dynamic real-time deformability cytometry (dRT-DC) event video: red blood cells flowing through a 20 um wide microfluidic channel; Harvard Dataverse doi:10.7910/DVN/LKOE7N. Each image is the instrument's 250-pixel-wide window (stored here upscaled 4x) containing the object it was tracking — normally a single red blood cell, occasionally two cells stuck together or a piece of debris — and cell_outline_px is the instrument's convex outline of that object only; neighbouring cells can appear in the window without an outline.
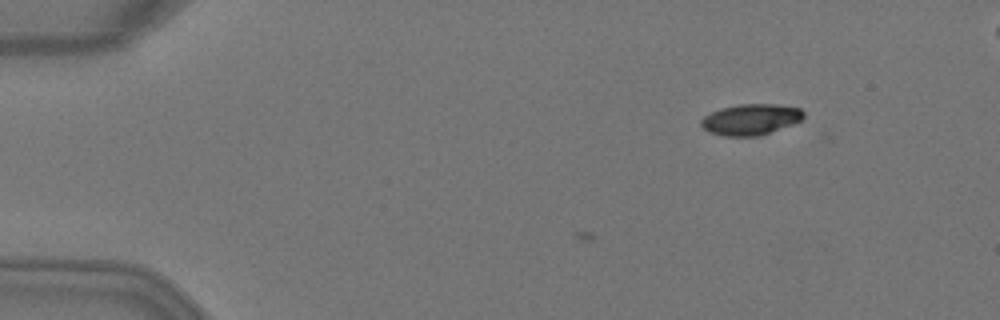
{"species": "Egyptian fruit bat (a non-hibernating species)", "species_latin": "Rousettus aegyptiacus", "temperature_condition": "warm", "stored_images_in_passage": 4, "camera_frame_rate_fps": 3000, "um_per_image_px": 0.085, "animal": {"sex": "female"}, "frame": {"image": 1, "passage_image": 4, "time_ms": 1.0, "image_size_px": [1000, 320], "cell_outline_px": [[804, 116], [800, 120], [792, 124], [760, 136], [724, 136], [708, 132], [700, 124], [700, 120], [704, 116], [720, 108], [740, 104], [776, 104], [800, 108], [804, 112]], "centroid_in_image_um": [63.79, 10.15], "position_along_channel_um": 21.2, "area_um2": 18.5}}